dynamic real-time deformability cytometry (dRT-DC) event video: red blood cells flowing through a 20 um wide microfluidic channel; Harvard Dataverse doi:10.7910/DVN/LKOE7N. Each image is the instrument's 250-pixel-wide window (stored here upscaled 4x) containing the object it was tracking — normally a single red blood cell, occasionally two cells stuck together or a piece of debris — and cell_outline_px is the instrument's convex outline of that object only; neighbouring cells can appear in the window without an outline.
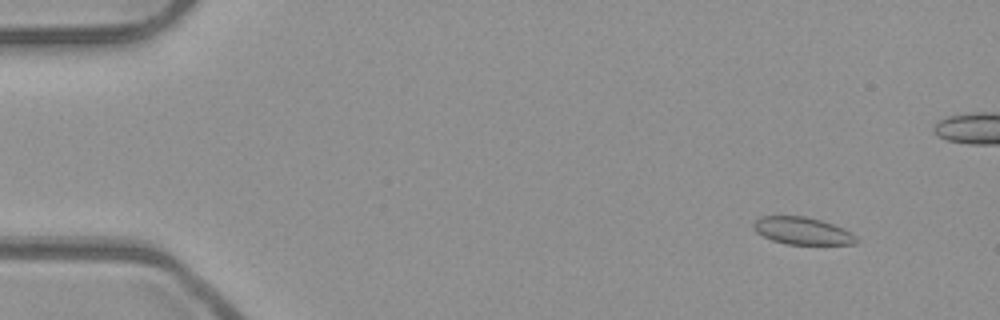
{"species": "common noctule bat (a hibernating species)", "species_latin": "Nyctalus noctula", "temperature_condition": "room temperature", "stored_images_in_passage": 51, "camera_frame_rate_fps": 3000, "um_per_image_px": 0.085, "animal": {"sex": "male", "body_mass_g": 23.1, "forearm_length_mm": 52.7}, "frame": {"image": 1, "passage_image": 2, "time_ms": 0.333, "image_size_px": [1000, 320], "cell_outline_px": [[860, 240], [856, 244], [784, 244], [772, 240], [756, 232], [752, 228], [752, 224], [760, 216], [804, 216], [820, 220], [832, 224], [856, 236]], "centroid_in_image_um": [68.16, 19.63], "position_along_channel_um": 16.8, "area_um2": 16.24}}
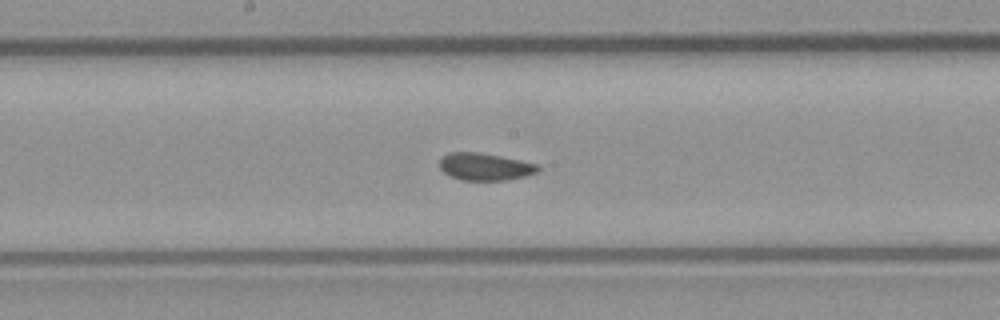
{"frame": {"image": 2, "passage_image": 25, "time_ms": 8.0, "image_size_px": [1000, 320], "cell_outline_px": [[540, 168], [536, 172], [524, 176], [508, 180], [460, 180], [448, 176], [440, 168], [440, 160], [448, 152], [476, 152], [500, 156], [520, 160], [536, 164]], "centroid_in_image_um": [41.18, 14.17], "position_along_channel_um": 207.0, "area_um2": 15.55}}
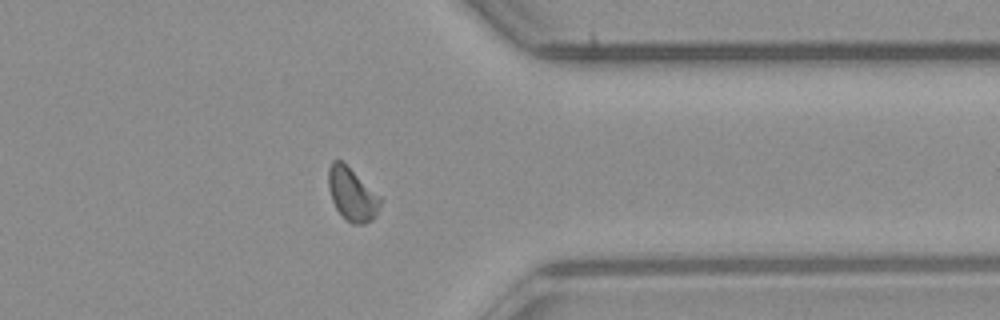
{"frame": {"image": 3, "passage_image": 39, "time_ms": 12.667, "image_size_px": [1000, 320], "cell_outline_px": [[380, 204], [376, 216], [372, 220], [364, 224], [352, 224], [336, 208], [332, 200], [328, 188], [328, 168], [332, 160], [340, 160], [380, 196]], "centroid_in_image_um": [29.91, 16.52], "position_along_channel_um": 381.5, "area_um2": 15.66}, "authors_computed_cell_mechanics": {"area_um2": 15.895, "velocity_mm_per_s": 3.9327, "shape_relaxation_time_tau1_ms": 5.3571, "shape_relaxation_time_tau2_ms": 1.0692, "deformation_change_tau1": 0.0831, "deformation_change_tau2": 0.0703}}